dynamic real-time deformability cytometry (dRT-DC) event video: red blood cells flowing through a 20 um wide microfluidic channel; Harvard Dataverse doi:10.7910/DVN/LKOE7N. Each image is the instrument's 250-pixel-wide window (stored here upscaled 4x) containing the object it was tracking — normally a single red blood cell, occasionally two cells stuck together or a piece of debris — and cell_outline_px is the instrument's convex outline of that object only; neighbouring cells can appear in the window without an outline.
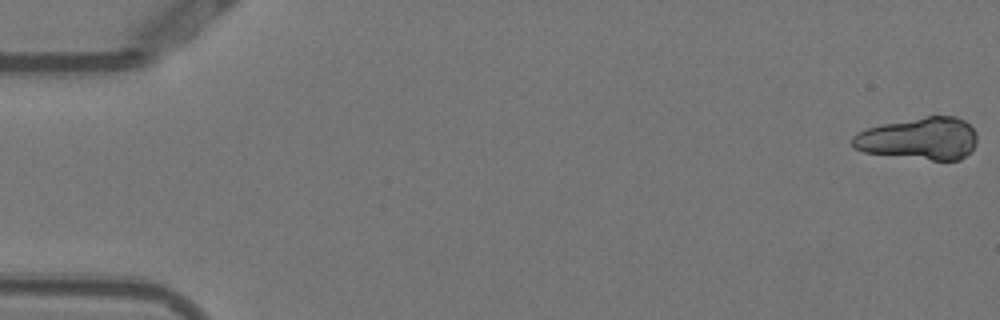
{"species": "Egyptian fruit bat (a non-hibernating species)", "species_latin": "Rousettus aegyptiacus", "temperature_condition": "warm", "stored_images_in_passage": 41, "camera_frame_rate_fps": 3000, "um_per_image_px": 0.085, "animal": {"sex": "female"}, "frame": {"image": 1, "passage_image": 1, "time_ms": 0.0, "image_size_px": [1000, 320], "cell_outline_px": [[976, 144], [960, 160], [932, 160], [864, 152], [856, 148], [852, 144], [852, 136], [868, 128], [884, 124], [928, 116], [956, 116], [964, 120], [976, 132]], "centroid_in_image_um": [78.16, 11.78], "position_along_channel_um": 6.8, "area_um2": 30.29}}